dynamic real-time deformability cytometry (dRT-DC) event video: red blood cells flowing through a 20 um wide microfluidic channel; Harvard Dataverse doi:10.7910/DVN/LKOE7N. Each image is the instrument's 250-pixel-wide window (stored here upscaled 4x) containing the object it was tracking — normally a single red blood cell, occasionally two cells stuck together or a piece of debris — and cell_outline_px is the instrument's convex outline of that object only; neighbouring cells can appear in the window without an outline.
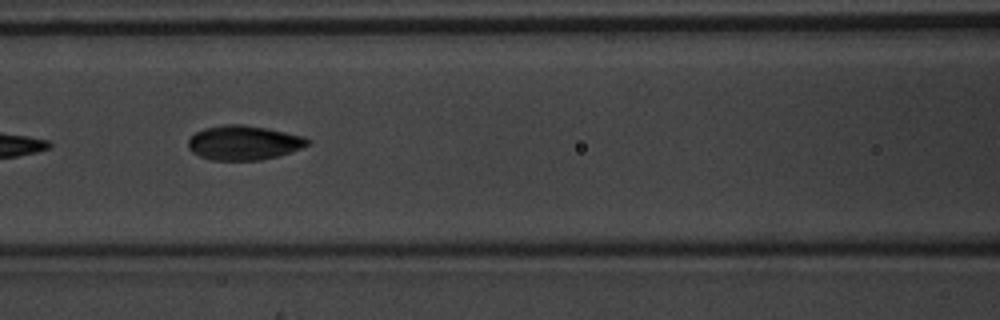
{"species": "common noctule bat (a hibernating species)", "species_latin": "Nyctalus noctula", "temperature_condition": "warm", "stored_images_in_passage": 7, "camera_frame_rate_fps": 3000, "um_per_image_px": 0.085, "animal": {"sex": "male", "body_mass_g": 20.1, "forearm_length_mm": 53.5}, "frame": {"image": 1, "passage_image": 5, "time_ms": 1.333, "image_size_px": [1000, 320], "cell_outline_px": [[312, 144], [276, 156], [260, 160], [212, 160], [200, 156], [192, 152], [188, 148], [188, 140], [196, 132], [204, 128], [224, 124], [244, 124], [268, 128], [304, 136], [312, 140]], "centroid_in_image_um": [20.73, 12.12], "position_along_channel_um": 145.9, "area_um2": 24.04}}
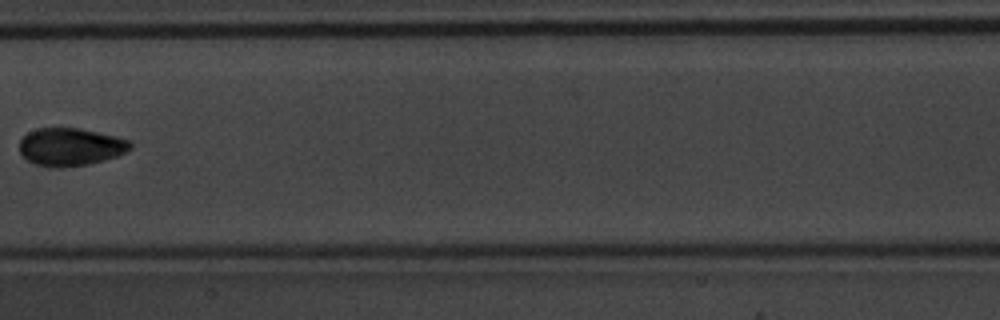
{"frame": {"image": 2, "passage_image": 6, "time_ms": 1.667, "image_size_px": [1000, 320], "cell_outline_px": [[132, 148], [116, 156], [104, 160], [88, 164], [60, 168], [52, 168], [36, 164], [28, 160], [20, 152], [20, 140], [28, 132], [36, 128], [80, 128], [128, 140], [132, 144]], "centroid_in_image_um": [5.96, 12.49], "position_along_channel_um": 201.4, "area_um2": 24.22}}